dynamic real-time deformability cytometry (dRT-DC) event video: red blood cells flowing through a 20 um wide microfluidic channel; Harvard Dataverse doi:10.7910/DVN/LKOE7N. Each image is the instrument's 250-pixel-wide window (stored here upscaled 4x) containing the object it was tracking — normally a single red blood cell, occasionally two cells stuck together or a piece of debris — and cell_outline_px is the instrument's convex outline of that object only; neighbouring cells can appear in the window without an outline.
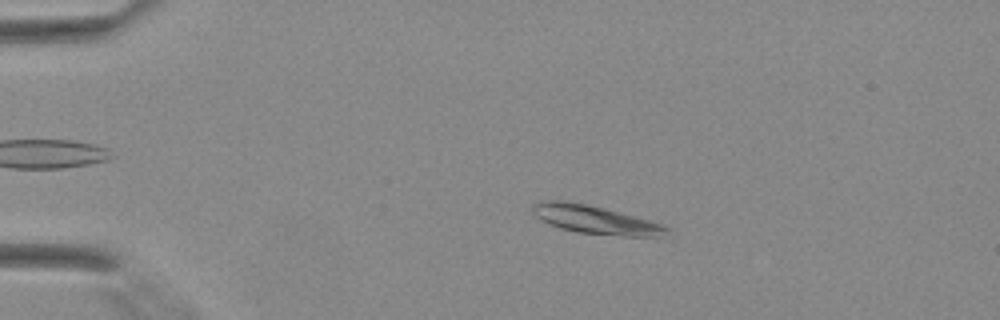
{"species": "Egyptian fruit bat (a non-hibernating species)", "species_latin": "Rousettus aegyptiacus", "temperature_condition": "warm", "stored_images_in_passage": 3, "camera_frame_rate_fps": 3000, "um_per_image_px": 0.085, "animal": {"sex": "female"}, "frame": {"image": 1, "passage_image": 2, "time_ms": 0.333, "image_size_px": [1000, 320], "cell_outline_px": [[668, 228], [660, 236], [624, 236], [576, 232], [560, 228], [540, 220], [532, 212], [532, 204], [540, 200], [564, 200], [588, 204], [604, 208], [648, 220], [660, 224]], "centroid_in_image_um": [50.47, 18.65], "position_along_channel_um": 34.5, "area_um2": 21.85}}